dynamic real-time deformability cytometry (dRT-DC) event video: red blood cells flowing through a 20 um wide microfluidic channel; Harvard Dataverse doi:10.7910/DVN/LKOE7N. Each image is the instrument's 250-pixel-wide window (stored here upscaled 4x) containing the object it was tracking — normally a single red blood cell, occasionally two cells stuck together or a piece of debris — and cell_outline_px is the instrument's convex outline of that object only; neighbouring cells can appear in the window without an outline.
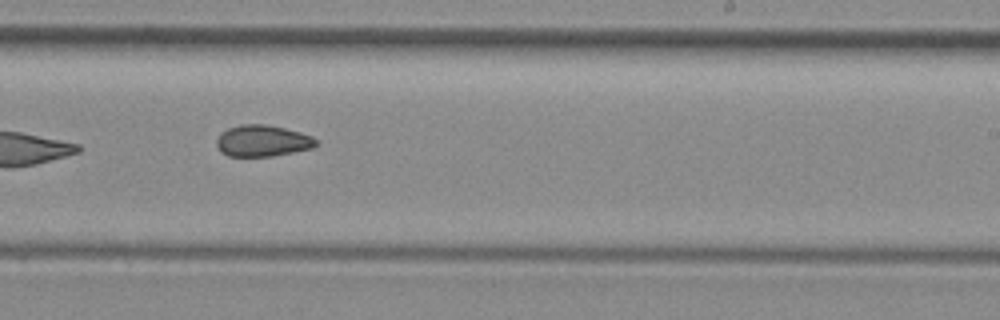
{"species": "common noctule bat (a hibernating species)", "species_latin": "Nyctalus noctula", "temperature_condition": "room temperature", "stored_images_in_passage": 35, "camera_frame_rate_fps": 3000, "um_per_image_px": 0.085, "animal": {"sex": "female", "body_mass_g": 29.2, "forearm_length_mm": 56.3}, "frame": {"image": 1, "passage_image": 16, "time_ms": 5.0, "image_size_px": [1000, 320], "cell_outline_px": [[320, 144], [312, 148], [272, 156], [228, 156], [220, 152], [216, 144], [216, 140], [220, 132], [228, 128], [240, 124], [264, 124], [284, 128], [300, 132], [312, 136], [320, 140]], "centroid_in_image_um": [22.32, 11.97], "position_along_channel_um": 266.7, "area_um2": 18.44}, "authors_computed_cell_mechanics": {"area_um2": 18.5538, "velocity_mm_per_s": 4.1313, "shape_relaxation_time_tau1_ms": null, "shape_relaxation_time_tau2_ms": 3.7379, "deformation_change_tau1": null, "deformation_change_tau2": 0.0864}}